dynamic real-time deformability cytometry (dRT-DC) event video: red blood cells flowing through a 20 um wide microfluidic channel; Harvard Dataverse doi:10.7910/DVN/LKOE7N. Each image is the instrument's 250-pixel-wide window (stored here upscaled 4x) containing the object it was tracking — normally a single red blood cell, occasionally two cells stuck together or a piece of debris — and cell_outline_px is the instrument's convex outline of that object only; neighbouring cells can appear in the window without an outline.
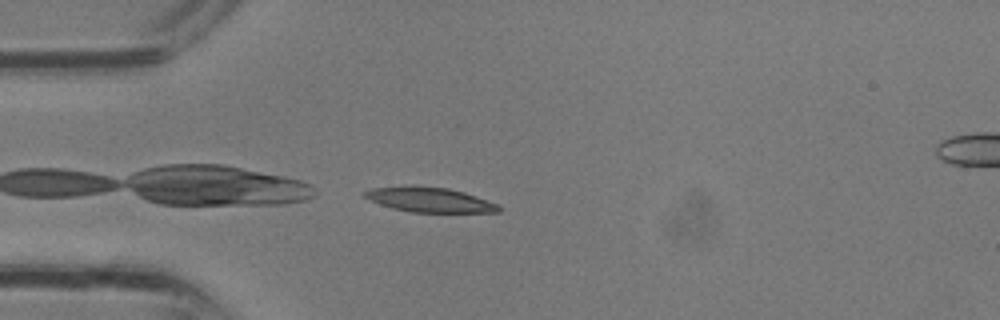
{"species": "common noctule bat (a hibernating species)", "species_latin": "Nyctalus noctula", "temperature_condition": "room temperature", "stored_images_in_passage": 4, "camera_frame_rate_fps": 3000, "um_per_image_px": 0.085, "animal": {"sex": "male", "body_mass_g": 13.3}, "frame": {"image": 1, "passage_image": 3, "time_ms": 0.667, "image_size_px": [1000, 320], "cell_outline_px": [[500, 212], [412, 212], [380, 204], [364, 196], [364, 192], [372, 188], [448, 188], [464, 192], [476, 196], [496, 204], [500, 208]], "centroid_in_image_um": [36.6, 17.02], "position_along_channel_um": 48.4, "area_um2": 18.15}}